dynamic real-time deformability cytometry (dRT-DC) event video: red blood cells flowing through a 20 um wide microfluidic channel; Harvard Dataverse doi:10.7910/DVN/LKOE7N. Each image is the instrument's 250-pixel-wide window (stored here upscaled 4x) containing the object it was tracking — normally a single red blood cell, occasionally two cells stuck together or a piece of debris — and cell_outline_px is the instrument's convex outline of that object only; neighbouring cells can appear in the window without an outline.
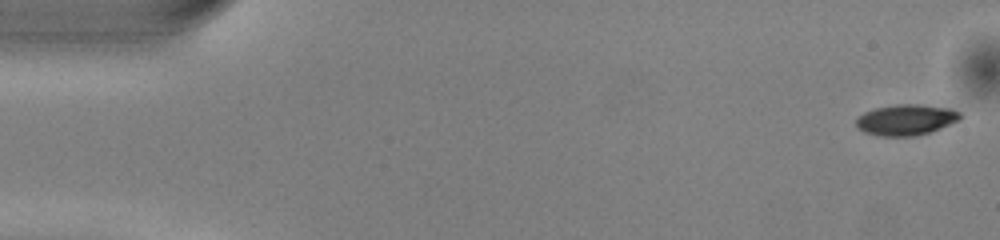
{"species": "common noctule bat (a hibernating species)", "species_latin": "Nyctalus noctula", "temperature_condition": "warm", "stored_images_in_passage": 51, "camera_frame_rate_fps": 3000, "um_per_image_px": 0.085, "animal": {"sex": "male", "body_mass_g": 13.0, "forearm_length_mm": 53.1}, "frame": {"image": 1, "passage_image": 1, "time_ms": 0.0, "image_size_px": [1000, 240], "cell_outline_px": [[964, 116], [960, 120], [940, 128], [916, 136], [880, 136], [864, 132], [856, 128], [856, 120], [864, 112], [876, 108], [896, 104], [916, 104], [952, 108], [960, 112]], "centroid_in_image_um": [77.04, 10.18], "position_along_channel_um": 8.0, "area_um2": 18.79}}
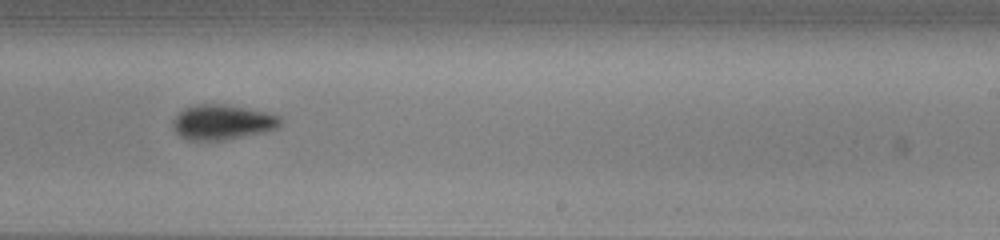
{"frame": {"image": 2, "passage_image": 31, "time_ms": 10.0, "image_size_px": [1000, 240], "cell_outline_px": [[280, 128], [264, 132], [224, 140], [188, 140], [180, 136], [176, 132], [172, 124], [172, 120], [184, 108], [196, 104], [228, 104], [264, 112], [280, 116]], "centroid_in_image_um": [18.89, 10.38], "position_along_channel_um": 270.1, "area_um2": 21.91}}
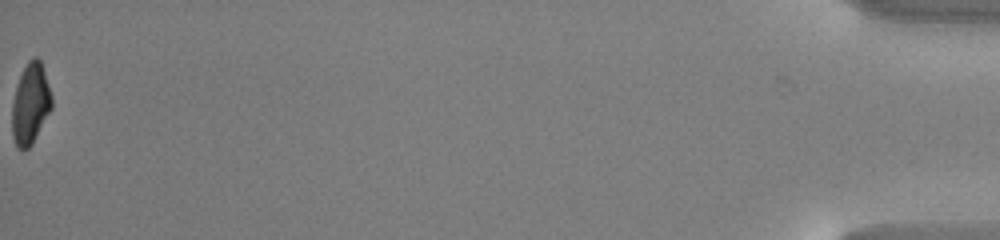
{"frame": {"image": 3, "passage_image": 51, "time_ms": 16.667, "image_size_px": [1000, 240], "cell_outline_px": [[52, 108], [32, 144], [28, 148], [16, 148], [12, 136], [12, 104], [16, 88], [20, 76], [28, 60], [32, 56], [36, 56], [40, 60], [52, 96]], "centroid_in_image_um": [2.59, 8.83], "position_along_channel_um": 432.6, "area_um2": 18.55}, "authors_computed_cell_mechanics": {"area_um2": 20.519, "velocity_mm_per_s": 4.0491, "shape_relaxation_time_tau1_ms": 2.6448, "shape_relaxation_time_tau2_ms": null, "deformation_change_tau1": 0.1263, "deformation_change_tau2": null}}